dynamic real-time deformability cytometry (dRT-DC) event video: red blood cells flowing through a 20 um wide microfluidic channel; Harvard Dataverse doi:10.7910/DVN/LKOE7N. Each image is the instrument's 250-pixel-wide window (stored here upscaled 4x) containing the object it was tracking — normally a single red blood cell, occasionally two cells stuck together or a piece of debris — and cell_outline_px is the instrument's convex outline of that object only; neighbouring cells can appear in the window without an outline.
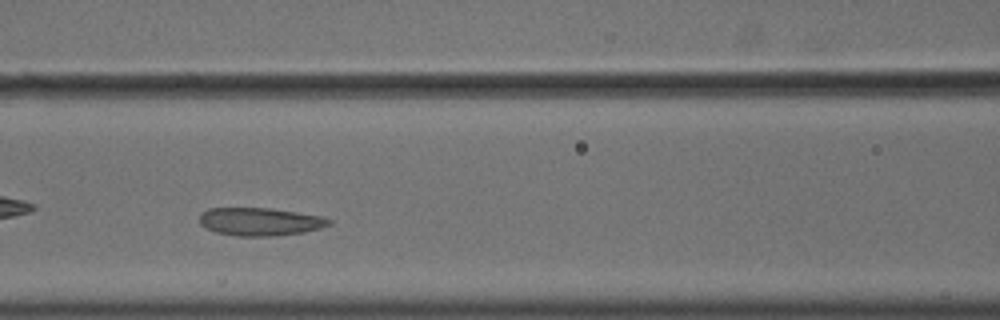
{"species": "common noctule bat (a hibernating species)", "species_latin": "Nyctalus noctula", "temperature_condition": "cold", "stored_images_in_passage": 41, "camera_frame_rate_fps": 3000, "um_per_image_px": 0.085, "animal": {"sex": "male", "body_mass_g": 18.8}, "frame": {"image": 1, "passage_image": 12, "time_ms": 3.667, "image_size_px": [1000, 320], "cell_outline_px": [[332, 224], [320, 228], [304, 232], [272, 236], [236, 236], [216, 232], [200, 224], [200, 216], [208, 208], [272, 208], [324, 216], [332, 220]], "centroid_in_image_um": [22.16, 18.83], "position_along_channel_um": 144.4, "area_um2": 21.15}}
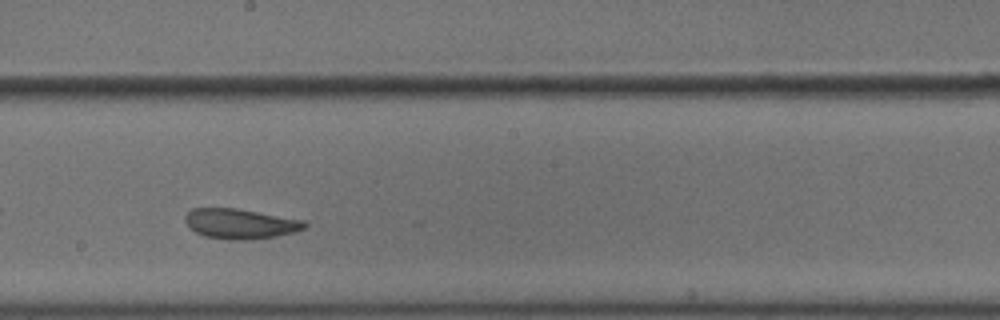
{"frame": {"image": 2, "passage_image": 19, "time_ms": 6.0, "image_size_px": [1000, 320], "cell_outline_px": [[308, 224], [304, 228], [296, 232], [276, 236], [252, 240], [228, 240], [204, 236], [188, 228], [184, 220], [184, 216], [192, 208], [236, 208], [308, 220]], "centroid_in_image_um": [20.45, 19.02], "position_along_channel_um": 227.8, "area_um2": 21.39}}
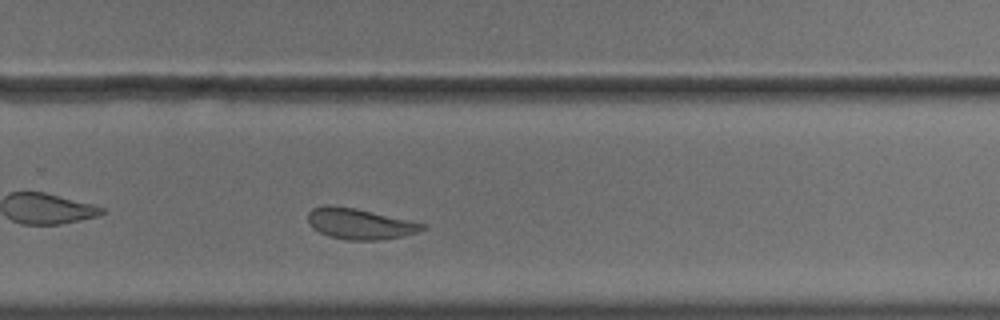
{"frame": {"image": 3, "passage_image": 25, "time_ms": 8.0, "image_size_px": [1000, 320], "cell_outline_px": [[428, 228], [404, 236], [380, 240], [344, 240], [328, 236], [312, 228], [308, 224], [308, 212], [312, 208], [324, 204], [332, 204], [356, 208], [428, 224]], "centroid_in_image_um": [30.57, 19.01], "position_along_channel_um": 299.2, "area_um2": 20.98}, "authors_computed_cell_mechanics": {"area_um2": 21.675, "velocity_mm_per_s": 3.5843, "shape_relaxation_time_tau1_ms": null, "shape_relaxation_time_tau2_ms": 2.5846, "deformation_change_tau1": null, "deformation_change_tau2": 0.0776}}